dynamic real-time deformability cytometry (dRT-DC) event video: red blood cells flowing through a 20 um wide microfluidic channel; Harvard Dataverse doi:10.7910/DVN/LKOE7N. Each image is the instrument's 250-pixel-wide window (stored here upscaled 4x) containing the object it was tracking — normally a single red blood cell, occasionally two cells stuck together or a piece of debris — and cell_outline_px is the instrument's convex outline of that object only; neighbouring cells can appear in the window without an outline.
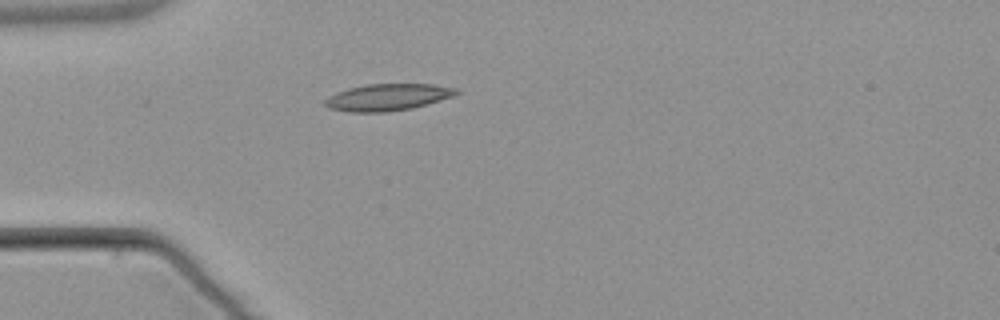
{"species": "common noctule bat (a hibernating species)", "species_latin": "Nyctalus noctula", "temperature_condition": "warm", "stored_images_in_passage": 5, "camera_frame_rate_fps": 3000, "um_per_image_px": 0.085, "animal": {"sex": "male", "body_mass_g": 21.5, "forearm_length_mm": 52.0}, "frame": {"image": 1, "passage_image": 5, "time_ms": 5.0, "image_size_px": [1000, 320], "cell_outline_px": [[460, 92], [452, 96], [440, 100], [412, 108], [388, 112], [352, 112], [328, 108], [324, 104], [324, 100], [328, 96], [336, 92], [348, 88], [368, 84], [432, 84], [460, 88]], "centroid_in_image_um": [32.95, 8.26], "position_along_channel_um": 52.1, "area_um2": 20.58}}